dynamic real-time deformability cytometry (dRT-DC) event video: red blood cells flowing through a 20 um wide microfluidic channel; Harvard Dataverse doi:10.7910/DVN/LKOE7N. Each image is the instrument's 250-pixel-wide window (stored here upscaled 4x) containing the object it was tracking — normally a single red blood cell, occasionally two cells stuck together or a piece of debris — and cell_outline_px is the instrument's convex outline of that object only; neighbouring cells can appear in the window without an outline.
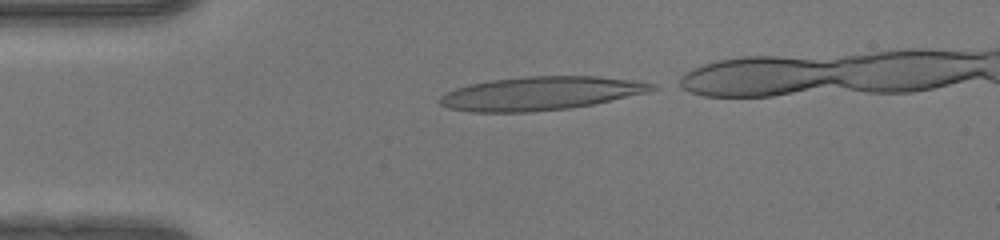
{"species": "human", "species_latin": "Homo sapiens", "temperature_condition": "warm", "stored_images_in_passage": 32, "camera_frame_rate_fps": 3000, "um_per_image_px": 0.085, "donor": {"sex": "female"}, "frame": {"image": 1, "passage_image": 1, "time_ms": 0.0, "image_size_px": [1000, 240], "cell_outline_px": [[660, 88], [648, 92], [592, 104], [568, 108], [528, 112], [472, 112], [448, 108], [440, 104], [436, 100], [444, 92], [468, 84], [492, 80], [524, 76], [600, 76], [636, 80], [656, 84]], "centroid_in_image_um": [45.93, 7.93], "position_along_channel_um": 39.1, "area_um2": 41.67}}
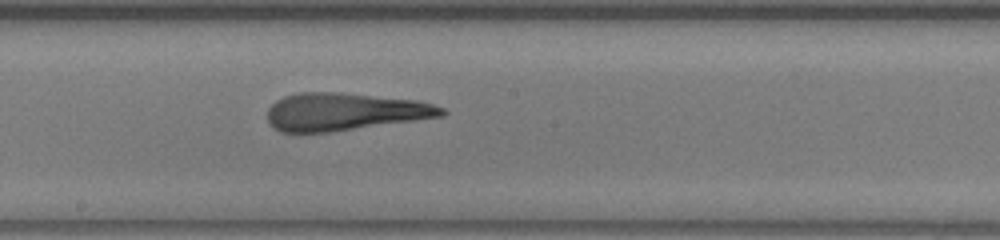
{"frame": {"image": 2, "passage_image": 16, "time_ms": 5.0, "image_size_px": [1000, 240], "cell_outline_px": [[448, 112], [444, 116], [416, 120], [328, 132], [280, 132], [272, 128], [268, 124], [268, 108], [276, 100], [284, 96], [300, 92], [340, 92], [416, 100], [432, 104], [444, 108]], "centroid_in_image_um": [29.26, 9.49], "position_along_channel_um": 218.9, "area_um2": 38.21}}
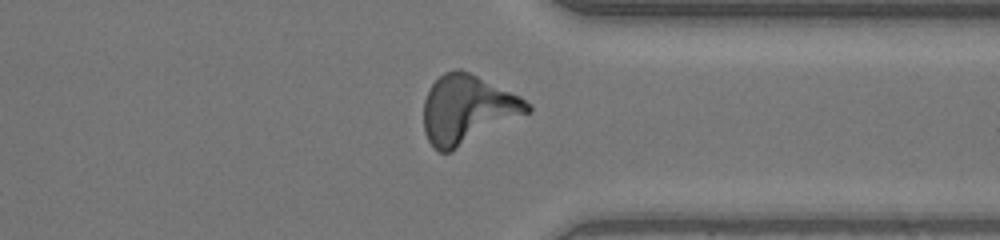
{"frame": {"image": 3, "passage_image": 27, "time_ms": 8.667, "image_size_px": [1000, 240], "cell_outline_px": [[532, 112], [452, 152], [440, 152], [428, 140], [424, 132], [424, 100], [432, 84], [444, 72], [456, 68], [460, 68], [520, 96], [532, 104]], "centroid_in_image_um": [39.77, 9.32], "position_along_channel_um": 371.6, "area_um2": 41.73}}